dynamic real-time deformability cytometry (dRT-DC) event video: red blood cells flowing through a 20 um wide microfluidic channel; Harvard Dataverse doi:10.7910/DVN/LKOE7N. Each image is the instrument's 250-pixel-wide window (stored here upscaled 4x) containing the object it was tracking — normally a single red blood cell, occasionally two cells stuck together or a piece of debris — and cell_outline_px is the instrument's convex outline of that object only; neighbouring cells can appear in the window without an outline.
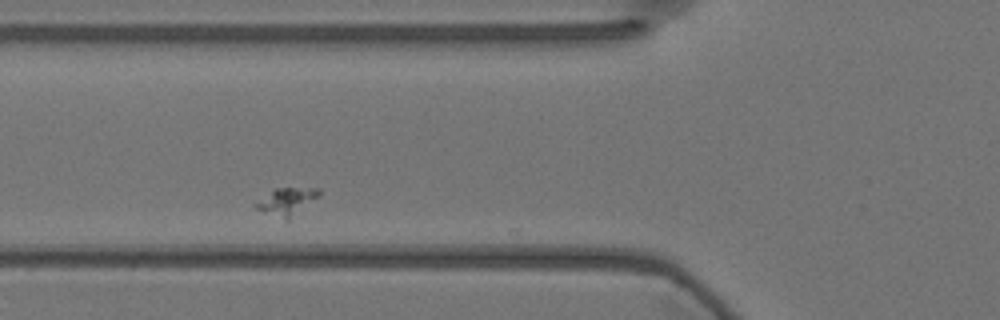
{"species": "Egyptian fruit bat (a non-hibernating species)", "species_latin": "Rousettus aegyptiacus", "temperature_condition": "warm", "stored_images_in_passage": 36, "camera_frame_rate_fps": 3000, "um_per_image_px": 0.085, "animal": {"sex": "female"}, "frame": {"image": 1, "passage_image": 7, "time_ms": 2.0, "image_size_px": [1000, 320], "cell_outline_px": [[320, 196], [288, 220], [284, 220], [256, 208], [252, 204], [272, 188], [320, 188]], "centroid_in_image_um": [24.35, 17.11], "position_along_channel_um": 101.4, "area_um2": 10.17}}
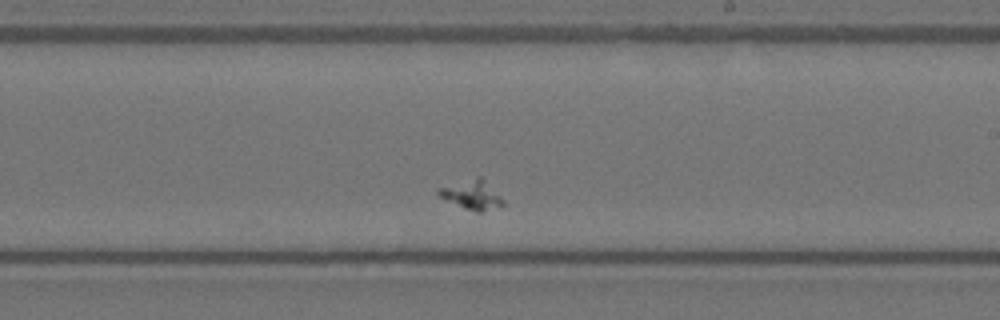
{"frame": {"image": 2, "passage_image": 21, "time_ms": 6.667, "image_size_px": [1000, 320], "cell_outline_px": [[504, 208], [480, 212], [476, 212], [464, 208], [440, 196], [436, 192], [440, 188], [476, 176], [480, 176], [504, 200]], "centroid_in_image_um": [40.19, 16.59], "position_along_channel_um": 248.8, "area_um2": 10.87}}
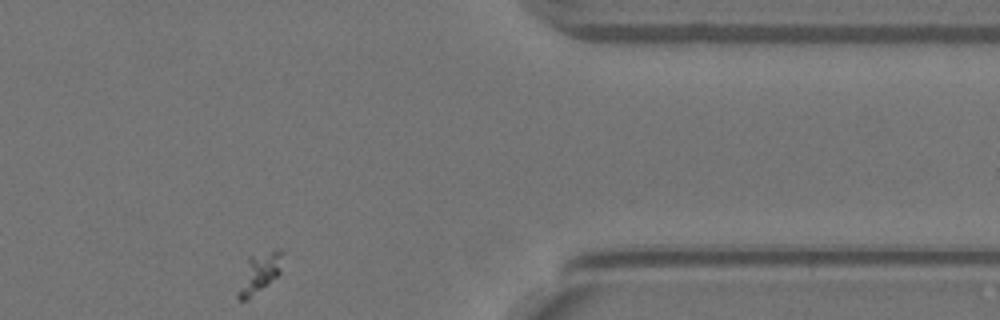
{"frame": {"image": 3, "passage_image": 36, "time_ms": 11.667, "image_size_px": [1000, 320], "cell_outline_px": [[284, 252], [280, 272], [276, 276], [244, 300], [240, 300], [236, 296], [236, 292], [248, 256], [276, 248]], "centroid_in_image_um": [22.03, 23.11], "position_along_channel_um": 389.4, "area_um2": 10.17}}